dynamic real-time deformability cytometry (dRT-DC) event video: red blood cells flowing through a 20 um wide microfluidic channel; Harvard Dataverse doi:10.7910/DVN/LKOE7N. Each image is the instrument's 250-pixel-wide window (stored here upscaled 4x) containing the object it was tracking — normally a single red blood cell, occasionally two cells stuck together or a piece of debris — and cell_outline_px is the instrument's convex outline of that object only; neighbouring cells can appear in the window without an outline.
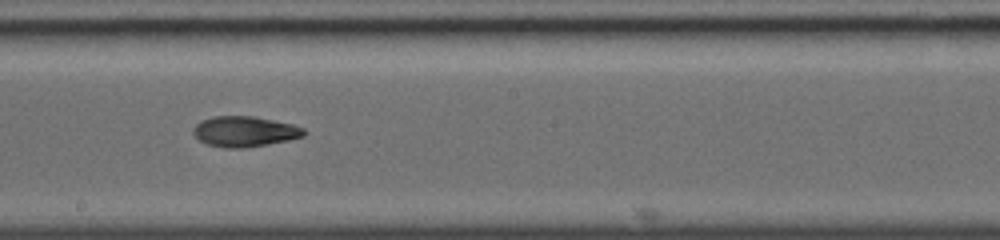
{"species": "common noctule bat (a hibernating species)", "species_latin": "Nyctalus noctula", "temperature_condition": "warm", "stored_images_in_passage": 15, "camera_frame_rate_fps": 5000, "um_per_image_px": 0.085, "animal": {"sex": "female", "body_mass_g": 19.0, "forearm_length_mm": 56.7}, "frame": {"image": 1, "passage_image": 7, "time_ms": 5.6, "image_size_px": [1000, 240], "cell_outline_px": [[308, 132], [304, 136], [288, 140], [244, 148], [228, 148], [208, 144], [200, 140], [192, 132], [192, 128], [200, 120], [212, 116], [252, 116], [292, 124], [304, 128]], "centroid_in_image_um": [20.79, 11.17], "position_along_channel_um": 227.4, "area_um2": 19.59}}
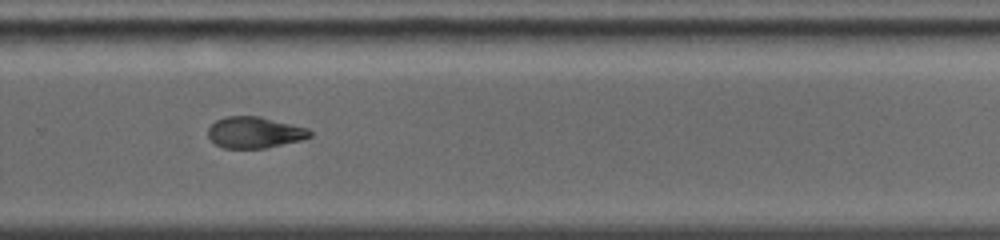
{"frame": {"image": 2, "passage_image": 9, "time_ms": 7.4, "image_size_px": [1000, 240], "cell_outline_px": [[312, 136], [300, 140], [264, 148], [224, 148], [216, 144], [208, 136], [208, 128], [216, 120], [224, 116], [260, 116], [308, 128], [312, 132]], "centroid_in_image_um": [21.63, 11.24], "position_along_channel_um": 308.2, "area_um2": 18.5}}
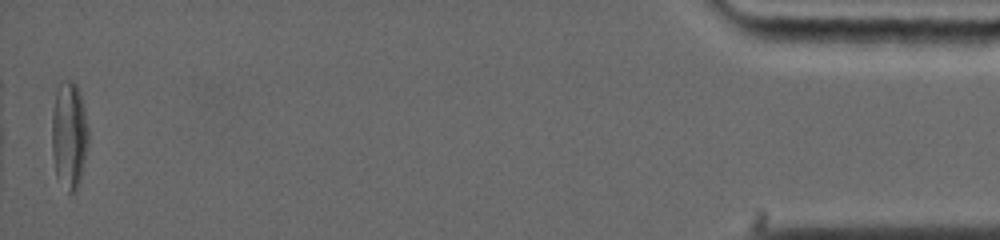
{"frame": {"image": 3, "passage_image": 15, "time_ms": 13.0, "image_size_px": [1000, 240], "cell_outline_px": [[88, 144], [80, 176], [76, 188], [72, 192], [68, 192], [56, 176], [52, 152], [52, 108], [56, 92], [60, 84], [68, 80], [72, 80], [76, 84], [80, 96], [88, 128]], "centroid_in_image_um": [5.85, 11.47], "position_along_channel_um": 429.4, "area_um2": 22.31}, "authors_computed_cell_mechanics": {"area_um2": 20.3456, "velocity_mm_per_s": 4.4997, "shape_relaxation_time_tau1_ms": null, "shape_relaxation_time_tau2_ms": 2.6937, "deformation_change_tau1": null, "deformation_change_tau2": 0.0873}}